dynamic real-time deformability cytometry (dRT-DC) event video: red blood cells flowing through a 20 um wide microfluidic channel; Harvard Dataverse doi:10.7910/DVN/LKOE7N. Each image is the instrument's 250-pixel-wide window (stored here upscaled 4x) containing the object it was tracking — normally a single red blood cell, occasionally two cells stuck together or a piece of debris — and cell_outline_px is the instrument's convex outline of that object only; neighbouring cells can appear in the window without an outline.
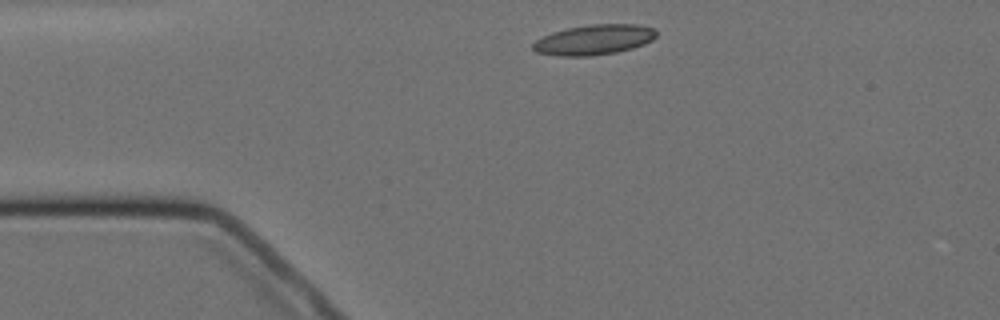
{"species": "Egyptian fruit bat (a non-hibernating species)", "species_latin": "Rousettus aegyptiacus", "temperature_condition": "cold", "stored_images_in_passage": 2, "camera_frame_rate_fps": 3000, "um_per_image_px": 0.085, "animal": {"sex": "female"}, "frame": {"image": 1, "passage_image": 1, "time_ms": 0.0, "image_size_px": [1000, 320], "cell_outline_px": [[656, 36], [652, 40], [644, 44], [632, 48], [616, 52], [588, 56], [556, 56], [536, 52], [532, 48], [532, 44], [536, 40], [552, 32], [568, 28], [588, 24], [636, 24], [656, 28]], "centroid_in_image_um": [50.49, 3.37], "position_along_channel_um": 34.5, "area_um2": 21.73}}